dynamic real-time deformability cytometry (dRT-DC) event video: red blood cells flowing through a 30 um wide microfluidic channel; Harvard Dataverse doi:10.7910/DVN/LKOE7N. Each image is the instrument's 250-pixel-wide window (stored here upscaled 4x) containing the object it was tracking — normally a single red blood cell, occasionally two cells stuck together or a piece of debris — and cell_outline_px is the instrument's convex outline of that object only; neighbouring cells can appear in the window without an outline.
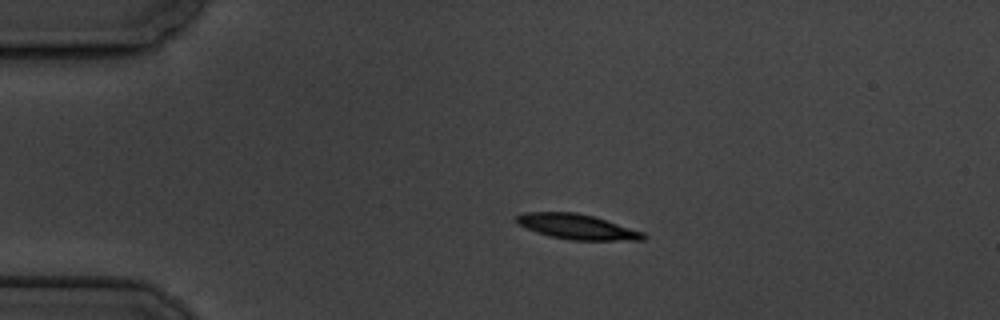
{"species": "common noctule bat (a hibernating species)", "species_latin": "Nyctalus noctula", "temperature_condition": "cold", "stored_images_in_passage": 9, "camera_frame_rate_fps": 3000, "um_per_image_px": 0.085, "animal": {"sex": "male", "body_mass_g": 19.5, "forearm_length_mm": 54.6}, "frame": {"image": 1, "passage_image": 3, "time_ms": 2.333, "image_size_px": [1000, 320], "cell_outline_px": [[648, 236], [644, 240], [572, 240], [548, 236], [536, 232], [516, 224], [512, 220], [516, 216], [524, 212], [576, 212], [592, 216], [644, 232]], "centroid_in_image_um": [48.99, 19.27], "position_along_channel_um": 36.0, "area_um2": 18.67}}
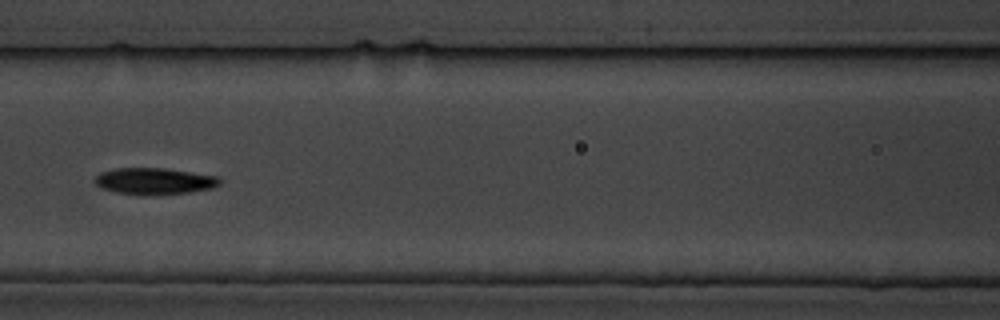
{"frame": {"image": 2, "passage_image": 7, "time_ms": 7.0, "image_size_px": [1000, 320], "cell_outline_px": [[224, 180], [220, 184], [212, 188], [188, 192], [152, 196], [148, 196], [116, 192], [104, 188], [96, 184], [96, 176], [100, 172], [116, 168], [164, 168], [220, 176]], "centroid_in_image_um": [13.19, 15.4], "position_along_channel_um": 153.4, "area_um2": 19.48}}
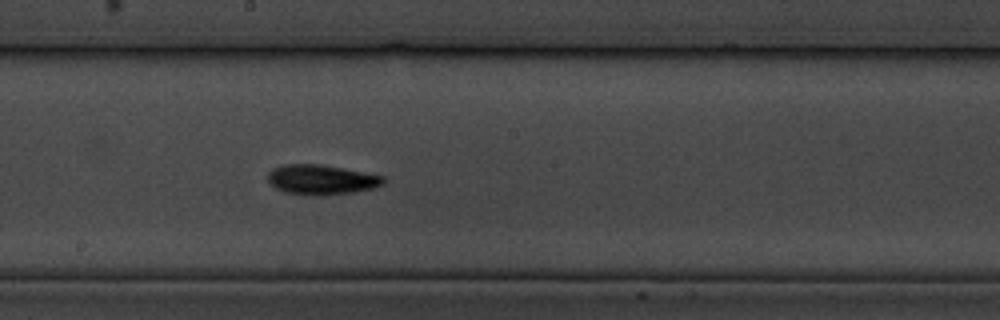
{"frame": {"image": 3, "passage_image": 9, "time_ms": 9.0, "image_size_px": [1000, 320], "cell_outline_px": [[384, 184], [376, 188], [352, 192], [320, 196], [312, 196], [284, 192], [276, 188], [268, 180], [268, 172], [272, 168], [284, 164], [320, 164], [384, 176]], "centroid_in_image_um": [27.31, 15.28], "position_along_channel_um": 220.9, "area_um2": 20.17}}